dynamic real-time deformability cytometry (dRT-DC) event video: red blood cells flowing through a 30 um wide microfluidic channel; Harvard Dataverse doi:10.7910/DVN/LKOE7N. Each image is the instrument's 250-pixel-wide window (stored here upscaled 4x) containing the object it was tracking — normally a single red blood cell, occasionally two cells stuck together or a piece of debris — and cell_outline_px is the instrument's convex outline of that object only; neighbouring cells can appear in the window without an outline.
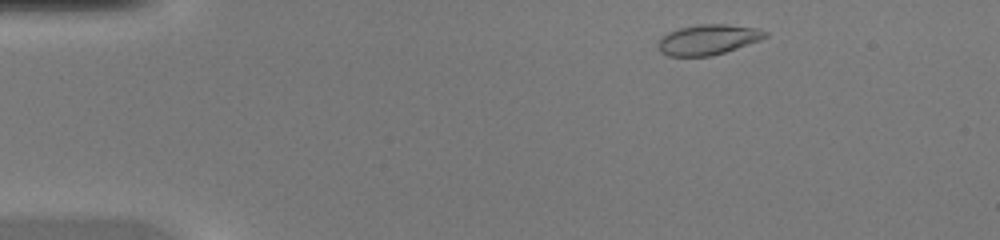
{"species": "common noctule bat (a hibernating species)", "species_latin": "Nyctalus noctula", "temperature_condition": "warm", "stored_images_in_passage": 33, "camera_frame_rate_fps": 3000, "um_per_image_px": 0.085, "animal": {"sex": "female", "body_mass_g": 20.0, "forearm_length_mm": 54.0}, "frame": {"image": 1, "passage_image": 2, "time_ms": 0.333, "image_size_px": [1000, 240], "cell_outline_px": [[768, 36], [760, 40], [712, 56], [668, 56], [660, 52], [656, 44], [668, 32], [680, 28], [700, 24], [724, 24], [760, 28], [768, 32]], "centroid_in_image_um": [60.19, 3.36], "position_along_channel_um": 24.8, "area_um2": 18.84}}
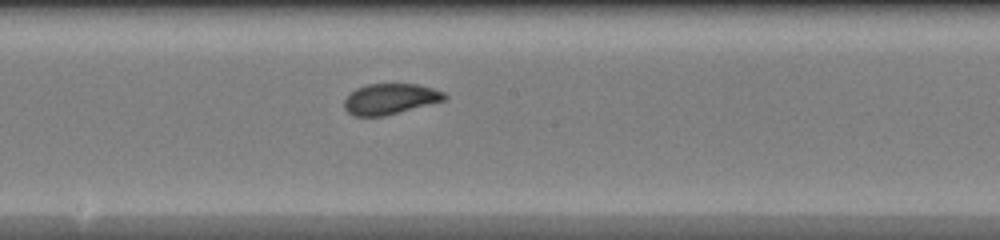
{"frame": {"image": 2, "passage_image": 20, "time_ms": 6.333, "image_size_px": [1000, 240], "cell_outline_px": [[448, 96], [444, 100], [384, 116], [352, 116], [344, 108], [344, 100], [356, 88], [368, 84], [416, 84], [432, 88], [444, 92]], "centroid_in_image_um": [33.14, 8.41], "position_along_channel_um": 215.1, "area_um2": 17.74}}
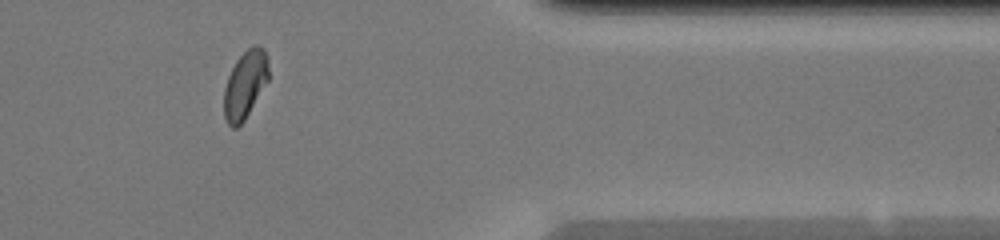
{"frame": {"image": 3, "passage_image": 33, "time_ms": 10.667, "image_size_px": [1000, 240], "cell_outline_px": [[268, 80], [244, 120], [236, 128], [232, 128], [228, 124], [224, 116], [224, 88], [228, 76], [236, 60], [252, 44], [256, 44], [264, 48], [268, 56]], "centroid_in_image_um": [20.83, 7.16], "position_along_channel_um": 390.6, "area_um2": 17.57}}